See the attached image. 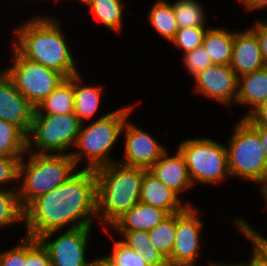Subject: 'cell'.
<instances>
[{"label": "cell", "mask_w": 267, "mask_h": 266, "mask_svg": "<svg viewBox=\"0 0 267 266\" xmlns=\"http://www.w3.org/2000/svg\"><path fill=\"white\" fill-rule=\"evenodd\" d=\"M183 63L193 78L207 67L213 65L210 55L207 54V50H205L203 46L197 47L193 51L183 53Z\"/></svg>", "instance_id": "cell-32"}, {"label": "cell", "mask_w": 267, "mask_h": 266, "mask_svg": "<svg viewBox=\"0 0 267 266\" xmlns=\"http://www.w3.org/2000/svg\"><path fill=\"white\" fill-rule=\"evenodd\" d=\"M24 159L22 157L19 162L18 176V180L22 182L21 187L18 186V197L23 209L76 173V164L70 154L31 153L26 160L28 162Z\"/></svg>", "instance_id": "cell-4"}, {"label": "cell", "mask_w": 267, "mask_h": 266, "mask_svg": "<svg viewBox=\"0 0 267 266\" xmlns=\"http://www.w3.org/2000/svg\"><path fill=\"white\" fill-rule=\"evenodd\" d=\"M250 127L260 136L267 160V127L265 126H250Z\"/></svg>", "instance_id": "cell-40"}, {"label": "cell", "mask_w": 267, "mask_h": 266, "mask_svg": "<svg viewBox=\"0 0 267 266\" xmlns=\"http://www.w3.org/2000/svg\"><path fill=\"white\" fill-rule=\"evenodd\" d=\"M194 90L208 99L230 105L236 102L238 76L230 65H212L195 77Z\"/></svg>", "instance_id": "cell-12"}, {"label": "cell", "mask_w": 267, "mask_h": 266, "mask_svg": "<svg viewBox=\"0 0 267 266\" xmlns=\"http://www.w3.org/2000/svg\"><path fill=\"white\" fill-rule=\"evenodd\" d=\"M201 211L189 205L184 211L176 213V235L169 266H196L195 258L201 248L200 234L203 222Z\"/></svg>", "instance_id": "cell-10"}, {"label": "cell", "mask_w": 267, "mask_h": 266, "mask_svg": "<svg viewBox=\"0 0 267 266\" xmlns=\"http://www.w3.org/2000/svg\"><path fill=\"white\" fill-rule=\"evenodd\" d=\"M25 266H52L47 249L36 239L26 236Z\"/></svg>", "instance_id": "cell-33"}, {"label": "cell", "mask_w": 267, "mask_h": 266, "mask_svg": "<svg viewBox=\"0 0 267 266\" xmlns=\"http://www.w3.org/2000/svg\"><path fill=\"white\" fill-rule=\"evenodd\" d=\"M260 191L262 192L261 194L264 196V200L267 204V185L261 186Z\"/></svg>", "instance_id": "cell-43"}, {"label": "cell", "mask_w": 267, "mask_h": 266, "mask_svg": "<svg viewBox=\"0 0 267 266\" xmlns=\"http://www.w3.org/2000/svg\"><path fill=\"white\" fill-rule=\"evenodd\" d=\"M148 22L161 37L171 42L178 31L173 4L157 0L149 10Z\"/></svg>", "instance_id": "cell-24"}, {"label": "cell", "mask_w": 267, "mask_h": 266, "mask_svg": "<svg viewBox=\"0 0 267 266\" xmlns=\"http://www.w3.org/2000/svg\"><path fill=\"white\" fill-rule=\"evenodd\" d=\"M140 202L161 208L170 215L182 212L189 206L183 205L180 196L148 170L144 172L142 179Z\"/></svg>", "instance_id": "cell-17"}, {"label": "cell", "mask_w": 267, "mask_h": 266, "mask_svg": "<svg viewBox=\"0 0 267 266\" xmlns=\"http://www.w3.org/2000/svg\"><path fill=\"white\" fill-rule=\"evenodd\" d=\"M18 246L0 252V266H25L26 262V236Z\"/></svg>", "instance_id": "cell-36"}, {"label": "cell", "mask_w": 267, "mask_h": 266, "mask_svg": "<svg viewBox=\"0 0 267 266\" xmlns=\"http://www.w3.org/2000/svg\"><path fill=\"white\" fill-rule=\"evenodd\" d=\"M81 3H85L87 0H79Z\"/></svg>", "instance_id": "cell-45"}, {"label": "cell", "mask_w": 267, "mask_h": 266, "mask_svg": "<svg viewBox=\"0 0 267 266\" xmlns=\"http://www.w3.org/2000/svg\"><path fill=\"white\" fill-rule=\"evenodd\" d=\"M234 31L221 27H214L207 30L202 46L213 65H230L233 54Z\"/></svg>", "instance_id": "cell-20"}, {"label": "cell", "mask_w": 267, "mask_h": 266, "mask_svg": "<svg viewBox=\"0 0 267 266\" xmlns=\"http://www.w3.org/2000/svg\"><path fill=\"white\" fill-rule=\"evenodd\" d=\"M151 244L168 260L175 242L176 214H171L163 222L148 231Z\"/></svg>", "instance_id": "cell-27"}, {"label": "cell", "mask_w": 267, "mask_h": 266, "mask_svg": "<svg viewBox=\"0 0 267 266\" xmlns=\"http://www.w3.org/2000/svg\"><path fill=\"white\" fill-rule=\"evenodd\" d=\"M22 221L24 222V209L19 202L18 187L13 190L0 188V228Z\"/></svg>", "instance_id": "cell-29"}, {"label": "cell", "mask_w": 267, "mask_h": 266, "mask_svg": "<svg viewBox=\"0 0 267 266\" xmlns=\"http://www.w3.org/2000/svg\"><path fill=\"white\" fill-rule=\"evenodd\" d=\"M94 216L97 217V179L93 169L83 168L24 209L25 236L48 240L66 225L68 229L93 227Z\"/></svg>", "instance_id": "cell-1"}, {"label": "cell", "mask_w": 267, "mask_h": 266, "mask_svg": "<svg viewBox=\"0 0 267 266\" xmlns=\"http://www.w3.org/2000/svg\"><path fill=\"white\" fill-rule=\"evenodd\" d=\"M265 102H267V66L238 77V93L235 103L252 106L241 119L247 118Z\"/></svg>", "instance_id": "cell-19"}, {"label": "cell", "mask_w": 267, "mask_h": 266, "mask_svg": "<svg viewBox=\"0 0 267 266\" xmlns=\"http://www.w3.org/2000/svg\"><path fill=\"white\" fill-rule=\"evenodd\" d=\"M247 10L265 9L267 0H240Z\"/></svg>", "instance_id": "cell-39"}, {"label": "cell", "mask_w": 267, "mask_h": 266, "mask_svg": "<svg viewBox=\"0 0 267 266\" xmlns=\"http://www.w3.org/2000/svg\"><path fill=\"white\" fill-rule=\"evenodd\" d=\"M26 152L27 135L14 124L0 119V156H23Z\"/></svg>", "instance_id": "cell-26"}, {"label": "cell", "mask_w": 267, "mask_h": 266, "mask_svg": "<svg viewBox=\"0 0 267 266\" xmlns=\"http://www.w3.org/2000/svg\"><path fill=\"white\" fill-rule=\"evenodd\" d=\"M148 171L178 195L193 186L185 159L178 149L170 157L166 151Z\"/></svg>", "instance_id": "cell-16"}, {"label": "cell", "mask_w": 267, "mask_h": 266, "mask_svg": "<svg viewBox=\"0 0 267 266\" xmlns=\"http://www.w3.org/2000/svg\"><path fill=\"white\" fill-rule=\"evenodd\" d=\"M178 29L205 27V12L196 0H177L173 4Z\"/></svg>", "instance_id": "cell-28"}, {"label": "cell", "mask_w": 267, "mask_h": 266, "mask_svg": "<svg viewBox=\"0 0 267 266\" xmlns=\"http://www.w3.org/2000/svg\"><path fill=\"white\" fill-rule=\"evenodd\" d=\"M259 40L261 55L265 66H267V21H255V25L250 28Z\"/></svg>", "instance_id": "cell-37"}, {"label": "cell", "mask_w": 267, "mask_h": 266, "mask_svg": "<svg viewBox=\"0 0 267 266\" xmlns=\"http://www.w3.org/2000/svg\"><path fill=\"white\" fill-rule=\"evenodd\" d=\"M209 264H210L209 266H236L235 263L234 264H231V263L230 264H224V263L221 264L219 262L218 263H216V262H214V263L213 262H210Z\"/></svg>", "instance_id": "cell-44"}, {"label": "cell", "mask_w": 267, "mask_h": 266, "mask_svg": "<svg viewBox=\"0 0 267 266\" xmlns=\"http://www.w3.org/2000/svg\"><path fill=\"white\" fill-rule=\"evenodd\" d=\"M169 216L170 214L161 208L138 202L117 219L111 228H115V231H149Z\"/></svg>", "instance_id": "cell-18"}, {"label": "cell", "mask_w": 267, "mask_h": 266, "mask_svg": "<svg viewBox=\"0 0 267 266\" xmlns=\"http://www.w3.org/2000/svg\"><path fill=\"white\" fill-rule=\"evenodd\" d=\"M235 225L238 230L243 233L249 241L251 240L253 250L267 263V238L263 237L259 232L257 233L252 227L243 219H236Z\"/></svg>", "instance_id": "cell-34"}, {"label": "cell", "mask_w": 267, "mask_h": 266, "mask_svg": "<svg viewBox=\"0 0 267 266\" xmlns=\"http://www.w3.org/2000/svg\"><path fill=\"white\" fill-rule=\"evenodd\" d=\"M230 67L238 77L265 67L259 40L250 28L234 32L233 54Z\"/></svg>", "instance_id": "cell-15"}, {"label": "cell", "mask_w": 267, "mask_h": 266, "mask_svg": "<svg viewBox=\"0 0 267 266\" xmlns=\"http://www.w3.org/2000/svg\"><path fill=\"white\" fill-rule=\"evenodd\" d=\"M132 108L133 106H125L101 116L87 126H84V123L81 125L75 143V147L80 151L69 152L76 166L85 155L89 161L85 169L95 170L115 162L109 152L122 135L123 126Z\"/></svg>", "instance_id": "cell-5"}, {"label": "cell", "mask_w": 267, "mask_h": 266, "mask_svg": "<svg viewBox=\"0 0 267 266\" xmlns=\"http://www.w3.org/2000/svg\"><path fill=\"white\" fill-rule=\"evenodd\" d=\"M145 171L117 161L94 170L97 179V217L107 227L140 202Z\"/></svg>", "instance_id": "cell-3"}, {"label": "cell", "mask_w": 267, "mask_h": 266, "mask_svg": "<svg viewBox=\"0 0 267 266\" xmlns=\"http://www.w3.org/2000/svg\"><path fill=\"white\" fill-rule=\"evenodd\" d=\"M188 168L192 184H217L231 177L225 145L210 138H189L178 146Z\"/></svg>", "instance_id": "cell-7"}, {"label": "cell", "mask_w": 267, "mask_h": 266, "mask_svg": "<svg viewBox=\"0 0 267 266\" xmlns=\"http://www.w3.org/2000/svg\"><path fill=\"white\" fill-rule=\"evenodd\" d=\"M92 227L67 229L52 241L39 240L47 249L52 266H94L86 261V246Z\"/></svg>", "instance_id": "cell-11"}, {"label": "cell", "mask_w": 267, "mask_h": 266, "mask_svg": "<svg viewBox=\"0 0 267 266\" xmlns=\"http://www.w3.org/2000/svg\"><path fill=\"white\" fill-rule=\"evenodd\" d=\"M82 123L74 113L34 114L32 126L27 135V151L34 147L39 154L66 153L75 145ZM67 149V150H66Z\"/></svg>", "instance_id": "cell-8"}, {"label": "cell", "mask_w": 267, "mask_h": 266, "mask_svg": "<svg viewBox=\"0 0 267 266\" xmlns=\"http://www.w3.org/2000/svg\"><path fill=\"white\" fill-rule=\"evenodd\" d=\"M13 61L6 74L11 78L15 88L35 107L65 79V77L40 63L22 56L13 46Z\"/></svg>", "instance_id": "cell-9"}, {"label": "cell", "mask_w": 267, "mask_h": 266, "mask_svg": "<svg viewBox=\"0 0 267 266\" xmlns=\"http://www.w3.org/2000/svg\"><path fill=\"white\" fill-rule=\"evenodd\" d=\"M94 266H121L113 262L108 256L97 257L94 259Z\"/></svg>", "instance_id": "cell-42"}, {"label": "cell", "mask_w": 267, "mask_h": 266, "mask_svg": "<svg viewBox=\"0 0 267 266\" xmlns=\"http://www.w3.org/2000/svg\"><path fill=\"white\" fill-rule=\"evenodd\" d=\"M107 256L121 266H148L139 253L130 249L121 240L115 241L112 254Z\"/></svg>", "instance_id": "cell-31"}, {"label": "cell", "mask_w": 267, "mask_h": 266, "mask_svg": "<svg viewBox=\"0 0 267 266\" xmlns=\"http://www.w3.org/2000/svg\"><path fill=\"white\" fill-rule=\"evenodd\" d=\"M23 156H0V184L18 182L19 162ZM0 185V187H1Z\"/></svg>", "instance_id": "cell-35"}, {"label": "cell", "mask_w": 267, "mask_h": 266, "mask_svg": "<svg viewBox=\"0 0 267 266\" xmlns=\"http://www.w3.org/2000/svg\"><path fill=\"white\" fill-rule=\"evenodd\" d=\"M121 240L130 249L139 253L148 266H169L164 256L151 244L148 231H118Z\"/></svg>", "instance_id": "cell-23"}, {"label": "cell", "mask_w": 267, "mask_h": 266, "mask_svg": "<svg viewBox=\"0 0 267 266\" xmlns=\"http://www.w3.org/2000/svg\"><path fill=\"white\" fill-rule=\"evenodd\" d=\"M125 133V161L123 165L140 167L148 170L167 151L154 137L139 126L126 121L122 134Z\"/></svg>", "instance_id": "cell-13"}, {"label": "cell", "mask_w": 267, "mask_h": 266, "mask_svg": "<svg viewBox=\"0 0 267 266\" xmlns=\"http://www.w3.org/2000/svg\"><path fill=\"white\" fill-rule=\"evenodd\" d=\"M82 80L80 74L74 75V114L83 124L96 114L103 91L100 86L83 85Z\"/></svg>", "instance_id": "cell-22"}, {"label": "cell", "mask_w": 267, "mask_h": 266, "mask_svg": "<svg viewBox=\"0 0 267 266\" xmlns=\"http://www.w3.org/2000/svg\"><path fill=\"white\" fill-rule=\"evenodd\" d=\"M35 107L15 88L6 72L0 71V119L29 134Z\"/></svg>", "instance_id": "cell-14"}, {"label": "cell", "mask_w": 267, "mask_h": 266, "mask_svg": "<svg viewBox=\"0 0 267 266\" xmlns=\"http://www.w3.org/2000/svg\"><path fill=\"white\" fill-rule=\"evenodd\" d=\"M70 113H74V76L65 78L34 111V114Z\"/></svg>", "instance_id": "cell-21"}, {"label": "cell", "mask_w": 267, "mask_h": 266, "mask_svg": "<svg viewBox=\"0 0 267 266\" xmlns=\"http://www.w3.org/2000/svg\"><path fill=\"white\" fill-rule=\"evenodd\" d=\"M86 5L105 27L121 33L123 7L121 0H87Z\"/></svg>", "instance_id": "cell-25"}, {"label": "cell", "mask_w": 267, "mask_h": 266, "mask_svg": "<svg viewBox=\"0 0 267 266\" xmlns=\"http://www.w3.org/2000/svg\"><path fill=\"white\" fill-rule=\"evenodd\" d=\"M251 260L247 264L237 263L236 266H267V263L253 250Z\"/></svg>", "instance_id": "cell-41"}, {"label": "cell", "mask_w": 267, "mask_h": 266, "mask_svg": "<svg viewBox=\"0 0 267 266\" xmlns=\"http://www.w3.org/2000/svg\"><path fill=\"white\" fill-rule=\"evenodd\" d=\"M209 28L205 27H186L178 29L175 37L170 43L182 49L184 53L193 51L202 46L205 34Z\"/></svg>", "instance_id": "cell-30"}, {"label": "cell", "mask_w": 267, "mask_h": 266, "mask_svg": "<svg viewBox=\"0 0 267 266\" xmlns=\"http://www.w3.org/2000/svg\"><path fill=\"white\" fill-rule=\"evenodd\" d=\"M30 19L15 30L18 38L12 46L25 58L65 78L79 74L57 19L45 16Z\"/></svg>", "instance_id": "cell-2"}, {"label": "cell", "mask_w": 267, "mask_h": 266, "mask_svg": "<svg viewBox=\"0 0 267 266\" xmlns=\"http://www.w3.org/2000/svg\"><path fill=\"white\" fill-rule=\"evenodd\" d=\"M234 127L226 146L230 175L267 185V160L260 136L243 119Z\"/></svg>", "instance_id": "cell-6"}, {"label": "cell", "mask_w": 267, "mask_h": 266, "mask_svg": "<svg viewBox=\"0 0 267 266\" xmlns=\"http://www.w3.org/2000/svg\"><path fill=\"white\" fill-rule=\"evenodd\" d=\"M249 126L267 127V102L254 110L247 118L243 119Z\"/></svg>", "instance_id": "cell-38"}]
</instances>
